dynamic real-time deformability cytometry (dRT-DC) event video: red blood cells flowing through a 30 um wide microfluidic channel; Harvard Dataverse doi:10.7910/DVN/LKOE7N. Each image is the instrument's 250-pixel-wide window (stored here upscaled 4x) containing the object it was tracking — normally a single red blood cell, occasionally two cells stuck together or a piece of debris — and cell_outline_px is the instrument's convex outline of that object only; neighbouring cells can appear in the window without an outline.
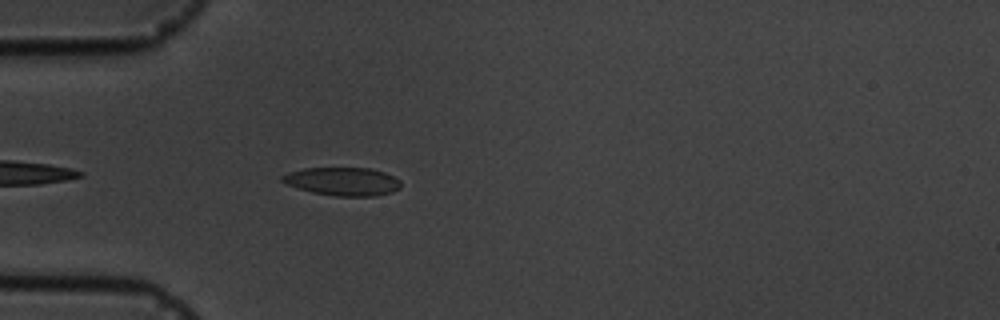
{"species": "common noctule bat (a hibernating species)", "species_latin": "Nyctalus noctula", "temperature_condition": "cold", "stored_images_in_passage": 4, "camera_frame_rate_fps": 3000, "um_per_image_px": 0.085, "animal": {"sex": "male", "body_mass_g": 19.5, "forearm_length_mm": 54.6}, "frame": {"image": 1, "passage_image": 4, "time_ms": 3.333, "image_size_px": [1000, 320], "cell_outline_px": [[400, 188], [392, 192], [376, 196], [336, 196], [312, 192], [288, 184], [280, 180], [280, 176], [288, 172], [304, 168], [372, 168], [384, 172], [400, 180]], "centroid_in_image_um": [29.14, 15.42], "position_along_channel_um": 55.9, "area_um2": 19.48}}